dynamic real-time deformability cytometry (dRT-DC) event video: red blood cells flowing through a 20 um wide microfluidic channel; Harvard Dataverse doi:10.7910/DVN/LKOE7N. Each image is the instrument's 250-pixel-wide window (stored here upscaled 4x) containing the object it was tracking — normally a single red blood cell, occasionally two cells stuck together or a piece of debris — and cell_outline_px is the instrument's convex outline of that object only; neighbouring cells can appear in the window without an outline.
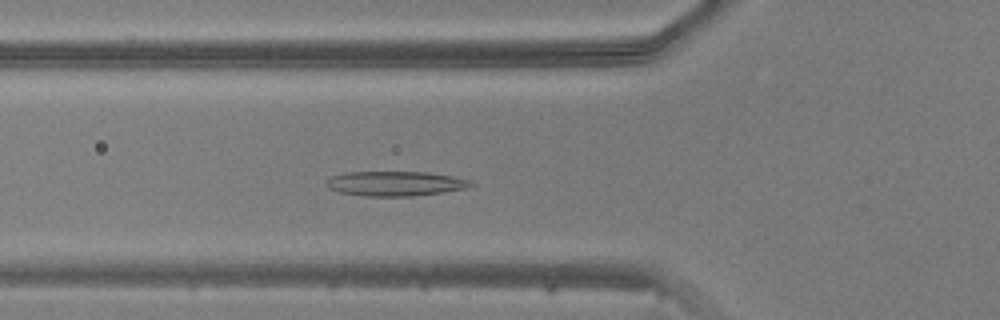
{"species": "common noctule bat (a hibernating species)", "species_latin": "Nyctalus noctula", "temperature_condition": "warm", "stored_images_in_passage": 47, "camera_frame_rate_fps": 3000, "um_per_image_px": 0.085, "animal": {"sex": "male", "body_mass_g": 20.5, "forearm_length_mm": 52.5}, "frame": {"image": 1, "passage_image": 16, "time_ms": 5.0, "image_size_px": [1000, 320], "cell_outline_px": [[476, 184], [464, 188], [440, 192], [412, 196], [364, 196], [340, 192], [328, 188], [328, 180], [332, 176], [344, 172], [428, 172], [452, 176], [468, 180]], "centroid_in_image_um": [33.58, 15.6], "position_along_channel_um": 92.2, "area_um2": 20.52}}
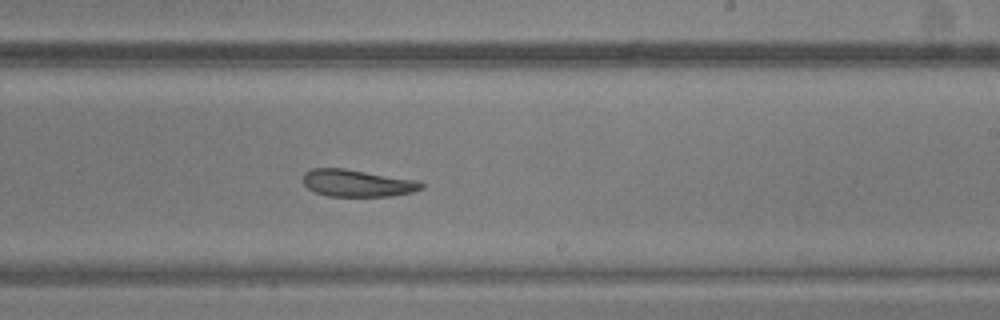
{"frame": {"image": 2, "passage_image": 28, "time_ms": 9.0, "image_size_px": [1000, 320], "cell_outline_px": [[424, 188], [412, 192], [392, 196], [328, 196], [316, 192], [308, 188], [304, 184], [304, 172], [312, 168], [344, 168], [420, 180], [424, 184]], "centroid_in_image_um": [30.42, 15.56], "position_along_channel_um": 258.6, "area_um2": 18.84}}
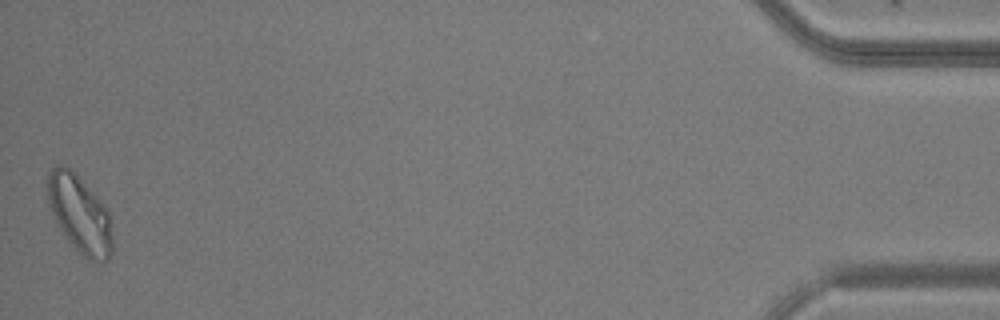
{"frame": {"image": 3, "passage_image": 47, "time_ms": 15.333, "image_size_px": [1000, 320], "cell_outline_px": [[112, 252], [108, 260], [92, 260], [80, 256], [68, 240], [60, 228], [48, 204], [48, 172], [56, 164], [64, 164], [104, 204], [108, 212], [112, 232]], "centroid_in_image_um": [6.77, 18.23], "position_along_channel_um": 428.4, "area_um2": 28.78}}